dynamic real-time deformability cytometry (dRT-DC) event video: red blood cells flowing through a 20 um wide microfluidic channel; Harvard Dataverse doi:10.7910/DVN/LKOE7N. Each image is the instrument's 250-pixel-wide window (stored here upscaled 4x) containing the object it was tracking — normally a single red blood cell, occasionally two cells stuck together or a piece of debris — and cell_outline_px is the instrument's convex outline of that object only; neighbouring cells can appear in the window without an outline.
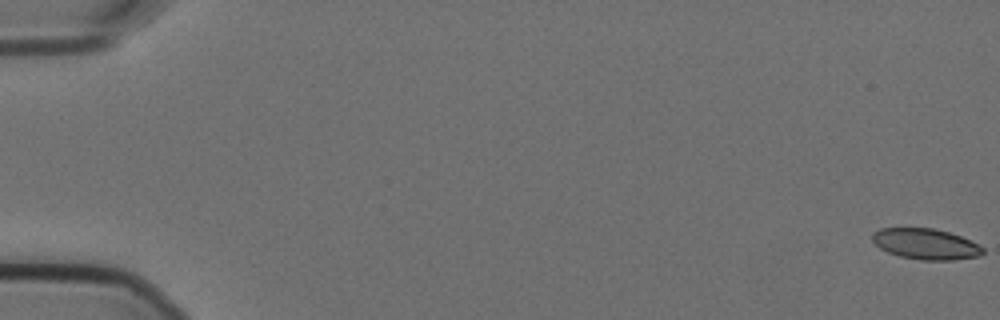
{"species": "Egyptian fruit bat (a non-hibernating species)", "species_latin": "Rousettus aegyptiacus", "temperature_condition": "cold", "stored_images_in_passage": 58, "camera_frame_rate_fps": 3000, "um_per_image_px": 0.085, "animal": {"sex": "female"}, "frame": {"image": 1, "passage_image": 1, "time_ms": 0.0, "image_size_px": [1000, 320], "cell_outline_px": [[984, 252], [980, 256], [952, 260], [920, 260], [900, 256], [888, 252], [880, 248], [872, 240], [872, 232], [880, 228], [932, 228], [948, 232], [960, 236], [984, 248]], "centroid_in_image_um": [78.66, 20.74], "position_along_channel_um": 6.3, "area_um2": 19.71}}
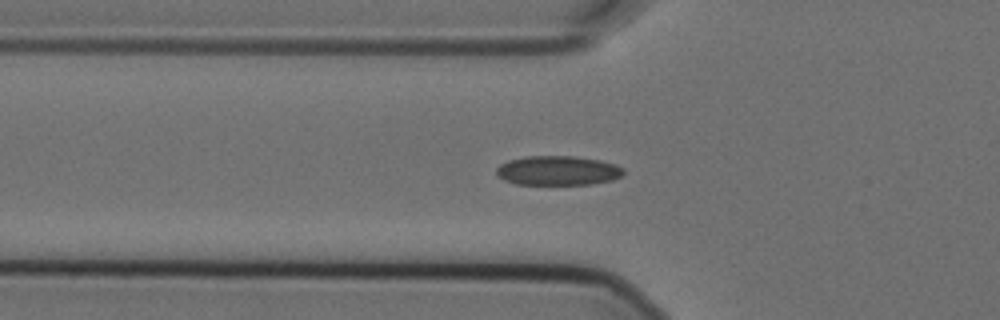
{"frame": {"image": 2, "passage_image": 21, "time_ms": 6.667, "image_size_px": [1000, 320], "cell_outline_px": [[624, 172], [620, 176], [612, 180], [592, 184], [516, 184], [504, 180], [496, 172], [496, 168], [500, 164], [508, 160], [524, 156], [576, 156], [600, 160], [616, 164], [624, 168]], "centroid_in_image_um": [47.42, 14.49], "position_along_channel_um": 78.4, "area_um2": 21.85}}
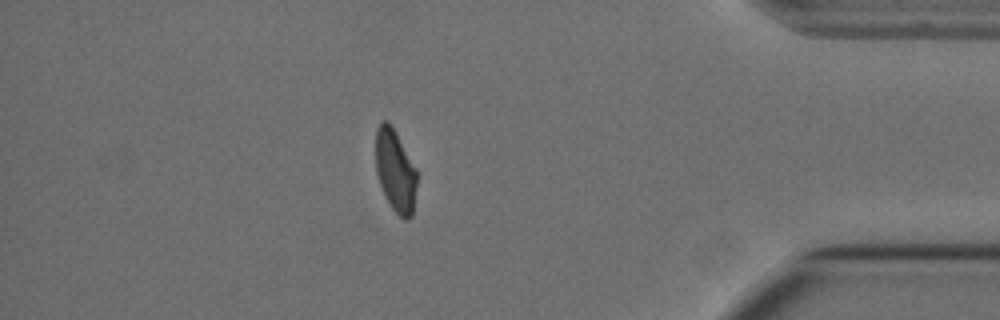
{"frame": {"image": 3, "passage_image": 51, "time_ms": 16.667, "image_size_px": [1000, 320], "cell_outline_px": [[416, 184], [412, 216], [408, 220], [404, 220], [392, 208], [384, 196], [376, 172], [376, 128], [384, 120], [388, 120], [392, 124], [416, 168]], "centroid_in_image_um": [33.59, 14.49], "position_along_channel_um": 401.6, "area_um2": 19.83}, "authors_computed_cell_mechanics": {"area_um2": 21.2126, "velocity_mm_per_s": 3.5805, "shape_relaxation_time_tau1_ms": null, "shape_relaxation_time_tau2_ms": 1.0656, "deformation_change_tau1": null, "deformation_change_tau2": 0.0559}}